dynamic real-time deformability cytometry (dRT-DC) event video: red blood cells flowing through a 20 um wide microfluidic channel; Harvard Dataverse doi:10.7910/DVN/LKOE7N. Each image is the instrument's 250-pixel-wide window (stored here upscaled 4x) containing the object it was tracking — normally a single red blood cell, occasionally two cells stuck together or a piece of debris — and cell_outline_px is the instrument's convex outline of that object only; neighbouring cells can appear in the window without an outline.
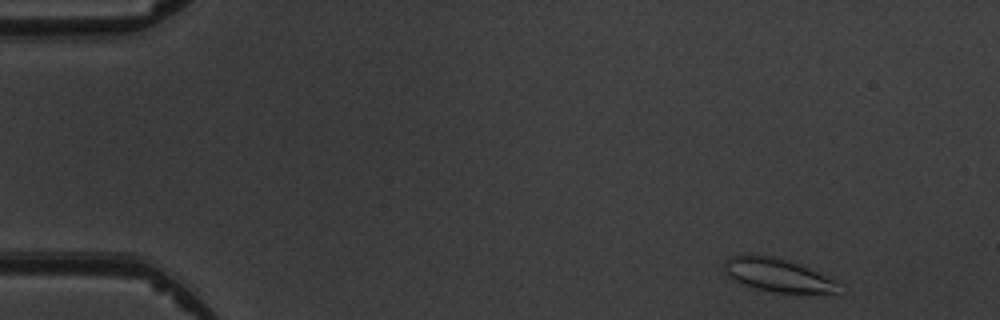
{"species": "common noctule bat (a hibernating species)", "species_latin": "Nyctalus noctula", "temperature_condition": "warm", "stored_images_in_passage": 4, "camera_frame_rate_fps": 3000, "um_per_image_px": 0.085, "animal": {"sex": "male", "body_mass_g": 19.5, "forearm_length_mm": 54.6}, "frame": {"image": 1, "passage_image": 1, "time_ms": 0.0, "image_size_px": [1000, 320], "cell_outline_px": [[840, 280], [836, 292], [776, 292], [756, 288], [732, 280], [728, 276], [724, 264], [728, 256], [744, 252], [772, 256], [808, 268]], "centroid_in_image_um": [66.04, 23.34], "position_along_channel_um": 19.0, "area_um2": 22.08}}
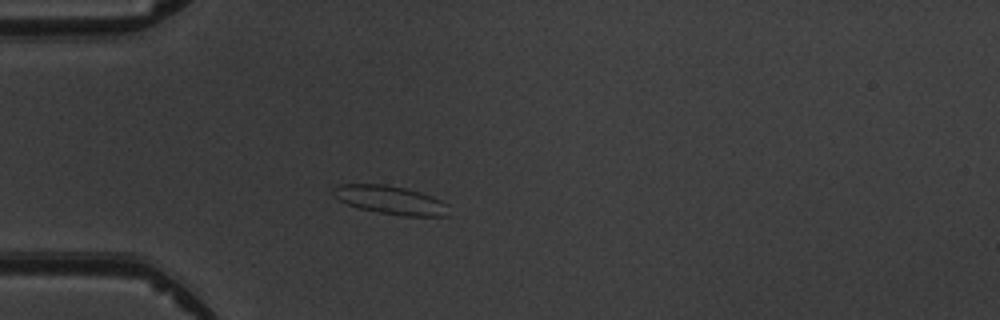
{"frame": {"image": 2, "passage_image": 4, "time_ms": 3.333, "image_size_px": [1000, 320], "cell_outline_px": [[452, 216], [400, 216], [376, 212], [360, 208], [348, 204], [332, 196], [332, 188], [340, 184], [384, 184], [404, 188], [420, 192], [432, 196], [448, 204]], "centroid_in_image_um": [33.22, 17.01], "position_along_channel_um": 51.8, "area_um2": 19.42}}